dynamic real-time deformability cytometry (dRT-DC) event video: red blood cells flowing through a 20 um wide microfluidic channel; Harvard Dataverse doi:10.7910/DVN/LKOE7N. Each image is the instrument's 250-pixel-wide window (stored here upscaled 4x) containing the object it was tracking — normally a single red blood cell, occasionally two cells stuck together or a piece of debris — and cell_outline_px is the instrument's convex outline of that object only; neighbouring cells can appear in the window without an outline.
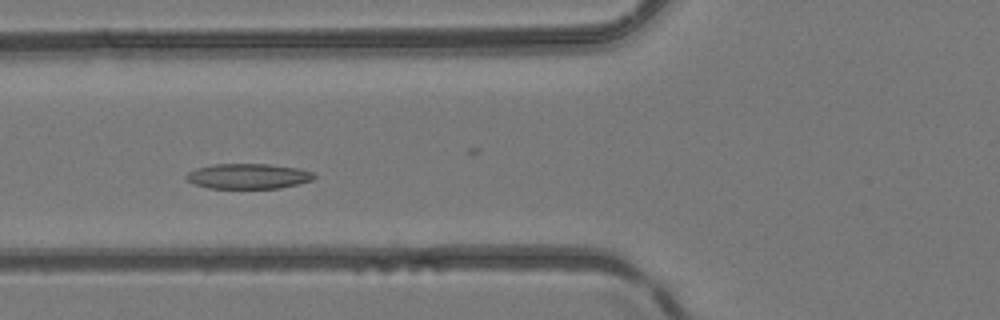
{"species": "common noctule bat (a hibernating species)", "species_latin": "Nyctalus noctula", "temperature_condition": "room temperature", "stored_images_in_passage": 45, "camera_frame_rate_fps": 3000, "um_per_image_px": 0.085, "animal": {"sex": "female", "body_mass_g": 24.6, "forearm_length_mm": 56.2}, "frame": {"image": 1, "passage_image": 14, "time_ms": 4.333, "image_size_px": [1000, 320], "cell_outline_px": [[316, 176], [312, 180], [280, 188], [208, 188], [196, 184], [188, 180], [184, 176], [188, 172], [196, 168], [216, 164], [268, 164], [300, 168], [312, 172]], "centroid_in_image_um": [21.1, 14.97], "position_along_channel_um": 104.7, "area_um2": 18.67}}
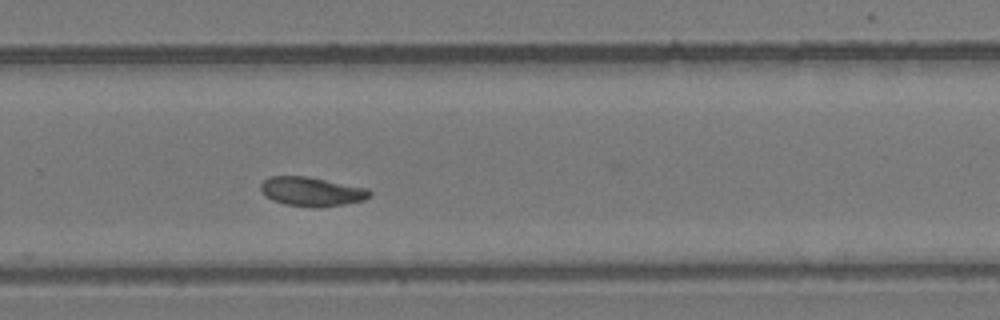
{"frame": {"image": 2, "passage_image": 28, "time_ms": 9.0, "image_size_px": [1000, 320], "cell_outline_px": [[372, 196], [364, 200], [344, 204], [316, 208], [312, 208], [284, 204], [272, 200], [264, 196], [260, 188], [260, 184], [268, 176], [308, 176], [368, 188], [372, 192]], "centroid_in_image_um": [26.49, 16.28], "position_along_channel_um": 303.3, "area_um2": 18.84}}
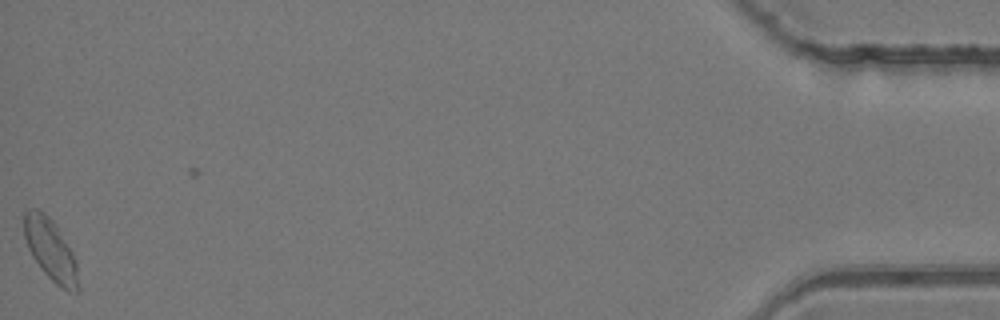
{"frame": {"image": 3, "passage_image": 44, "time_ms": 14.333, "image_size_px": [1000, 320], "cell_outline_px": [[80, 288], [76, 292], [60, 288], [44, 272], [32, 256], [28, 248], [24, 236], [24, 212], [28, 208], [36, 208], [44, 212], [56, 224], [72, 252], [76, 260]], "centroid_in_image_um": [4.3, 21.22], "position_along_channel_um": 430.9, "area_um2": 19.48}}